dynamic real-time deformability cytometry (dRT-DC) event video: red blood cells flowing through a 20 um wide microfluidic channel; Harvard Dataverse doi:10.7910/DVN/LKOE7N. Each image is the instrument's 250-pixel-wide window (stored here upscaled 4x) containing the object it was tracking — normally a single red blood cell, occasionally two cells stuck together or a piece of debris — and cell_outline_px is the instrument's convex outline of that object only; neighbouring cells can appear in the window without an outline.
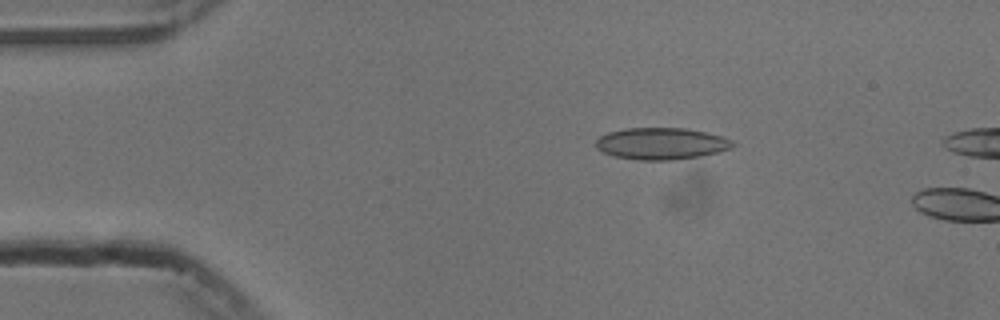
{"species": "common noctule bat (a hibernating species)", "species_latin": "Nyctalus noctula", "temperature_condition": "cold", "stored_images_in_passage": 4, "camera_frame_rate_fps": 3000, "um_per_image_px": 0.085, "animal": {"sex": "male", "body_mass_g": 13.3}, "frame": {"image": 1, "passage_image": 2, "time_ms": 0.333, "image_size_px": [1000, 320], "cell_outline_px": [[736, 144], [732, 148], [720, 152], [700, 156], [672, 160], [640, 160], [616, 156], [604, 152], [596, 148], [596, 140], [600, 136], [608, 132], [624, 128], [684, 128], [704, 132], [720, 136], [732, 140]], "centroid_in_image_um": [56.22, 12.2], "position_along_channel_um": 28.8, "area_um2": 25.26}}